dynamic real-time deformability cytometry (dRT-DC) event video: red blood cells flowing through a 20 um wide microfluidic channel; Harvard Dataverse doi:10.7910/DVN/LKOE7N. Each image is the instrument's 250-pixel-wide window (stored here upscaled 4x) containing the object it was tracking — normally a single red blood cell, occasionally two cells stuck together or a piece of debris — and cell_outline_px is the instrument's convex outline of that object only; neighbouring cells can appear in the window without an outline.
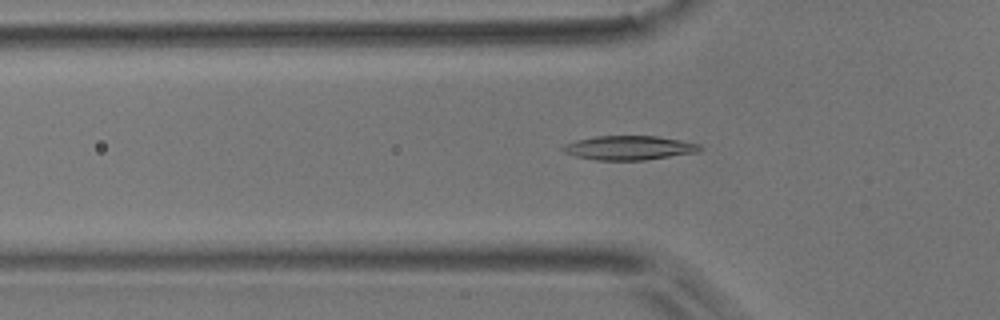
{"species": "common noctule bat (a hibernating species)", "species_latin": "Nyctalus noctula", "temperature_condition": "room temperature", "stored_images_in_passage": 55, "camera_frame_rate_fps": 3000, "um_per_image_px": 0.085, "animal": {"sex": "male", "body_mass_g": 17.9}, "frame": {"image": 1, "passage_image": 17, "time_ms": 5.333, "image_size_px": [1000, 320], "cell_outline_px": [[704, 148], [696, 152], [644, 160], [596, 160], [576, 156], [564, 152], [560, 148], [564, 144], [576, 140], [596, 136], [656, 136], [700, 144]], "centroid_in_image_um": [53.44, 12.56], "position_along_channel_um": 72.4, "area_um2": 19.13}}
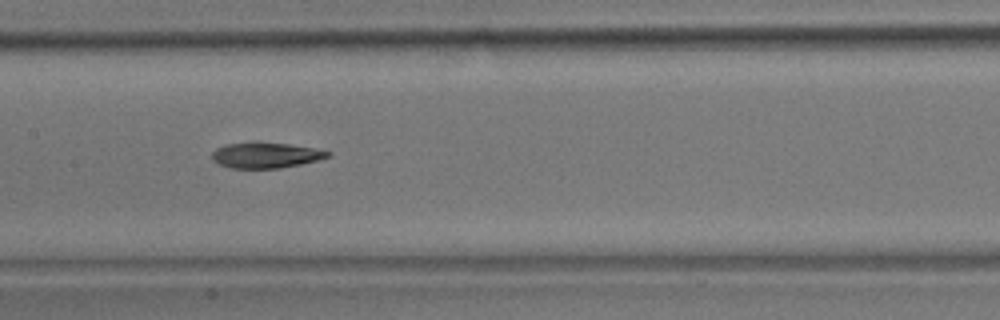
{"frame": {"image": 2, "passage_image": 26, "time_ms": 8.333, "image_size_px": [1000, 320], "cell_outline_px": [[332, 152], [328, 156], [316, 160], [300, 164], [280, 168], [228, 168], [216, 164], [212, 160], [212, 152], [216, 148], [228, 144], [256, 140], [288, 144], [312, 148]], "centroid_in_image_um": [22.49, 13.18], "position_along_channel_um": 184.9, "area_um2": 17.51}}
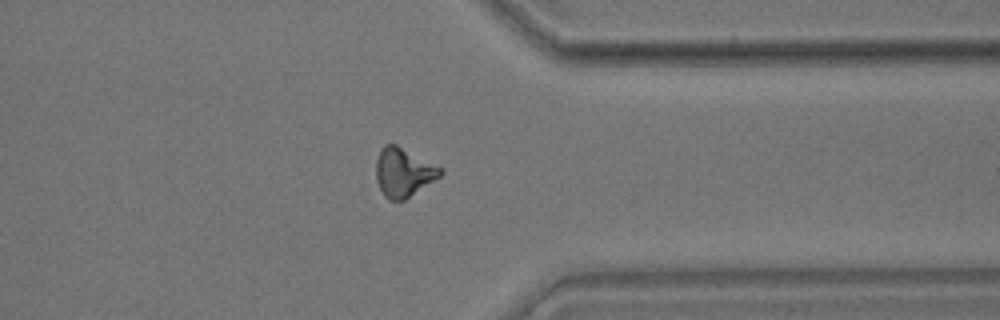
{"frame": {"image": 3, "passage_image": 42, "time_ms": 13.667, "image_size_px": [1000, 320], "cell_outline_px": [[444, 172], [440, 176], [404, 200], [388, 200], [384, 196], [376, 180], [376, 160], [380, 148], [384, 144], [396, 144], [440, 168]], "centroid_in_image_um": [34.24, 14.65], "position_along_channel_um": 377.2, "area_um2": 17.98}}